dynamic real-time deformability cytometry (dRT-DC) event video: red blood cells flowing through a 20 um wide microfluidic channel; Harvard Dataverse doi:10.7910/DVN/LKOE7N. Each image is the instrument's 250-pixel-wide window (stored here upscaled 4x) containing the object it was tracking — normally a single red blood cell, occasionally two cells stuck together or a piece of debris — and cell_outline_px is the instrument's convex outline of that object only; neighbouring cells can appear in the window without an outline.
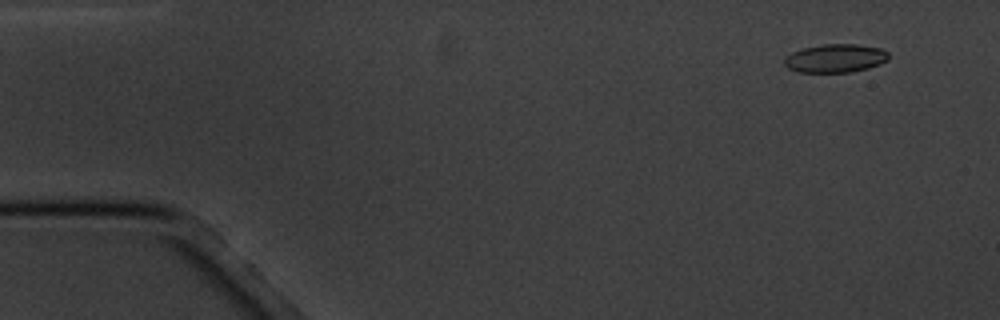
{"species": "common noctule bat (a hibernating species)", "species_latin": "Nyctalus noctula", "temperature_condition": "cold", "stored_images_in_passage": 6, "camera_frame_rate_fps": 3000, "um_per_image_px": 0.085, "animal": {"sex": "male", "body_mass_g": 20.1, "forearm_length_mm": 53.5}, "frame": {"image": 1, "passage_image": 2, "time_ms": 1.333, "image_size_px": [1000, 320], "cell_outline_px": [[888, 60], [880, 64], [868, 68], [852, 72], [800, 72], [788, 68], [784, 64], [784, 60], [792, 52], [804, 48], [824, 44], [856, 44], [880, 48], [888, 52]], "centroid_in_image_um": [71.03, 4.95], "position_along_channel_um": 14.0, "area_um2": 17.17}}
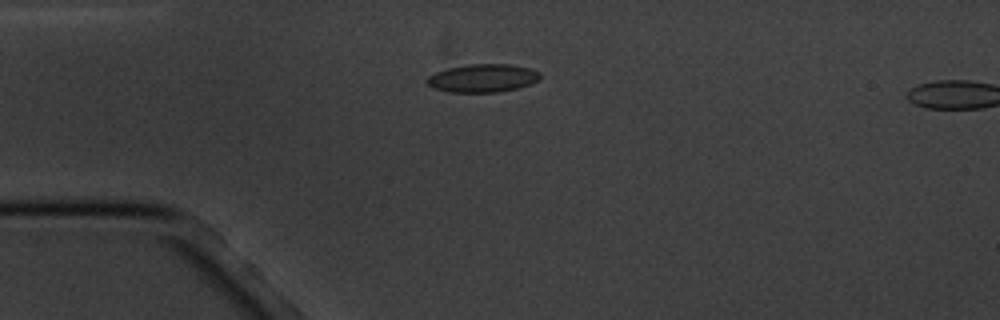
{"frame": {"image": 2, "passage_image": 5, "time_ms": 4.667, "image_size_px": [1000, 320], "cell_outline_px": [[540, 80], [516, 88], [500, 92], [448, 92], [432, 88], [424, 80], [428, 76], [436, 72], [448, 68], [468, 64], [512, 64], [528, 68], [540, 72]], "centroid_in_image_um": [41.0, 6.64], "position_along_channel_um": 44.0, "area_um2": 18.61}}